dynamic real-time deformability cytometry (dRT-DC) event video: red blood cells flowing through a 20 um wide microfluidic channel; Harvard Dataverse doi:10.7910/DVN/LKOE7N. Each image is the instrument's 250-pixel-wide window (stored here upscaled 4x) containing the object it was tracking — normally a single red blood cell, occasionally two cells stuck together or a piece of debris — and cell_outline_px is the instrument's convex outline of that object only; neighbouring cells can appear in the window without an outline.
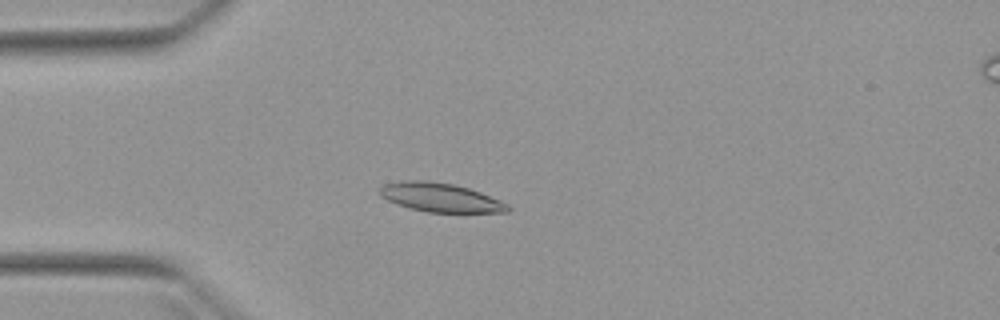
{"species": "Egyptian fruit bat (a non-hibernating species)", "species_latin": "Rousettus aegyptiacus", "temperature_condition": "warm", "stored_images_in_passage": 4, "camera_frame_rate_fps": 3000, "um_per_image_px": 0.085, "animal": {"sex": "female"}, "frame": {"image": 1, "passage_image": 4, "time_ms": 4.333, "image_size_px": [1000, 320], "cell_outline_px": [[512, 208], [508, 212], [428, 212], [412, 208], [388, 200], [380, 196], [380, 188], [384, 184], [400, 180], [428, 180], [452, 184], [468, 188], [480, 192], [500, 200], [508, 204]], "centroid_in_image_um": [37.45, 16.77], "position_along_channel_um": 47.6, "area_um2": 21.39}}